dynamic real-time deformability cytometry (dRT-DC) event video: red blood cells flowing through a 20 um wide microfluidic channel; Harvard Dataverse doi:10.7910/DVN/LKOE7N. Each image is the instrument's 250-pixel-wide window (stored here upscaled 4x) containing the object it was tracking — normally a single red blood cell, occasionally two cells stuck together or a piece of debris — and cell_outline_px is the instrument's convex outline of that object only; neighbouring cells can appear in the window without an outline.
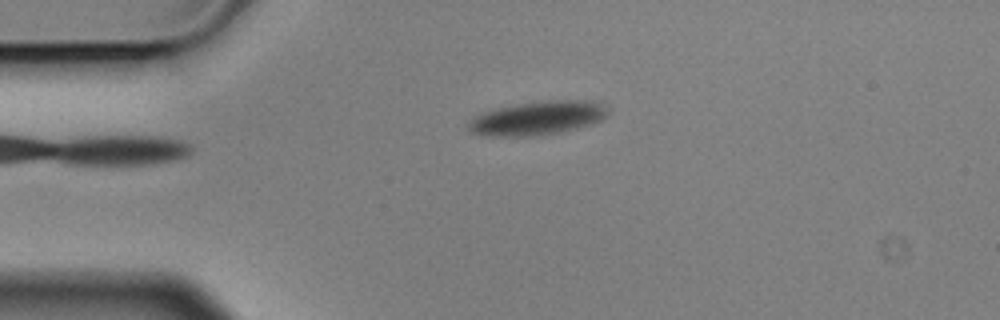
{"species": "Egyptian fruit bat (a non-hibernating species)", "species_latin": "Rousettus aegyptiacus", "temperature_condition": "cold", "stored_images_in_passage": 3, "camera_frame_rate_fps": 3000, "um_per_image_px": 0.085, "animal": {"sex": "male"}, "frame": {"image": 1, "passage_image": 3, "time_ms": 0.667, "image_size_px": [1000, 320], "cell_outline_px": [[608, 112], [600, 120], [588, 124], [560, 132], [528, 136], [488, 136], [468, 132], [468, 120], [480, 112], [496, 108], [516, 104], [544, 100], [592, 100], [600, 104]], "centroid_in_image_um": [45.57, 10.03], "position_along_channel_um": 39.4, "area_um2": 27.28}}